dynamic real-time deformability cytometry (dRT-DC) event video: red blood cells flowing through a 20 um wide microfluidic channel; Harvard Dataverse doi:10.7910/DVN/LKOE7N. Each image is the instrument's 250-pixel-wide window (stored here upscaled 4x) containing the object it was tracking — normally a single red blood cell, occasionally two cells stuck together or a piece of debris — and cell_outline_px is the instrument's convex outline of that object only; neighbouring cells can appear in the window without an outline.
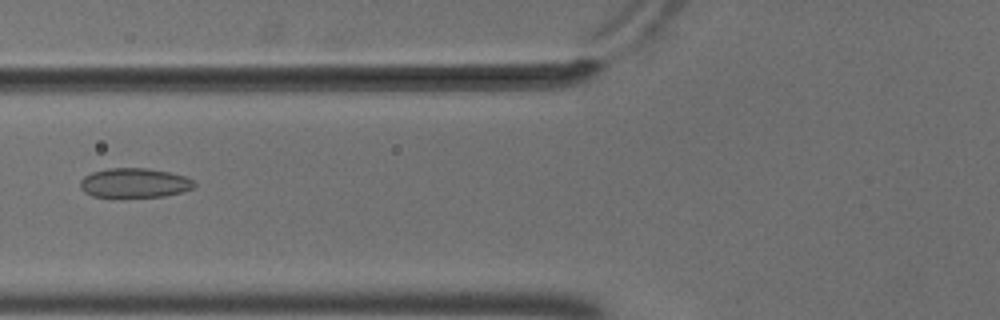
{"species": "common noctule bat (a hibernating species)", "species_latin": "Nyctalus noctula", "temperature_condition": "cold", "stored_images_in_passage": 6, "camera_frame_rate_fps": 3000, "um_per_image_px": 0.085, "animal": {"sex": "male", "body_mass_g": 18.8}, "frame": {"image": 1, "passage_image": 6, "time_ms": 1.667, "image_size_px": [1000, 320], "cell_outline_px": [[196, 184], [192, 188], [184, 192], [164, 196], [92, 196], [84, 192], [80, 188], [80, 180], [84, 176], [92, 172], [108, 168], [148, 168], [168, 172], [184, 176], [192, 180]], "centroid_in_image_um": [11.42, 15.54], "position_along_channel_um": 114.4, "area_um2": 19.42}}